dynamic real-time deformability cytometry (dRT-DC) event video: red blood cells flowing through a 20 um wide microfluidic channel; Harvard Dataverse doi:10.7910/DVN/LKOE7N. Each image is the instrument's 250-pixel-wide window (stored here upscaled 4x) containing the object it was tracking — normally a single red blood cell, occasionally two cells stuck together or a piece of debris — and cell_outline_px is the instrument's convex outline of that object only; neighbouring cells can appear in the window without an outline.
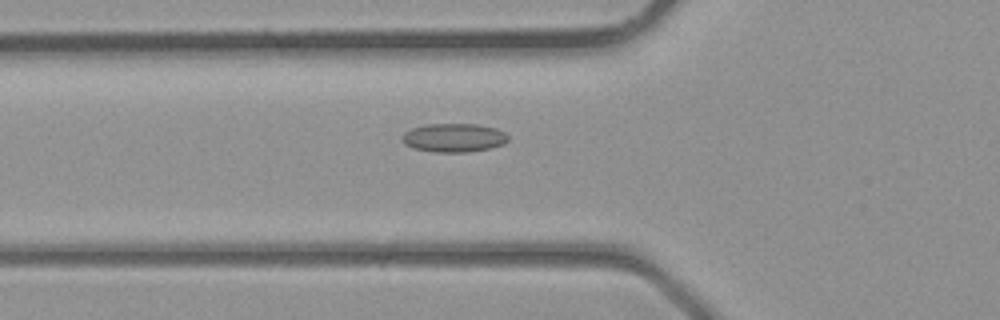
{"species": "common noctule bat (a hibernating species)", "species_latin": "Nyctalus noctula", "temperature_condition": "room temperature", "stored_images_in_passage": 36, "camera_frame_rate_fps": 3000, "um_per_image_px": 0.085, "animal": {"sex": "male", "body_mass_g": 23.1, "forearm_length_mm": 52.7}, "frame": {"image": 1, "passage_image": 12, "time_ms": 3.667, "image_size_px": [1000, 320], "cell_outline_px": [[508, 140], [504, 144], [488, 148], [464, 152], [436, 152], [412, 148], [404, 144], [404, 132], [412, 128], [428, 124], [476, 124], [496, 128], [504, 132], [508, 136]], "centroid_in_image_um": [38.59, 11.7], "position_along_channel_um": 87.2, "area_um2": 17.51}}
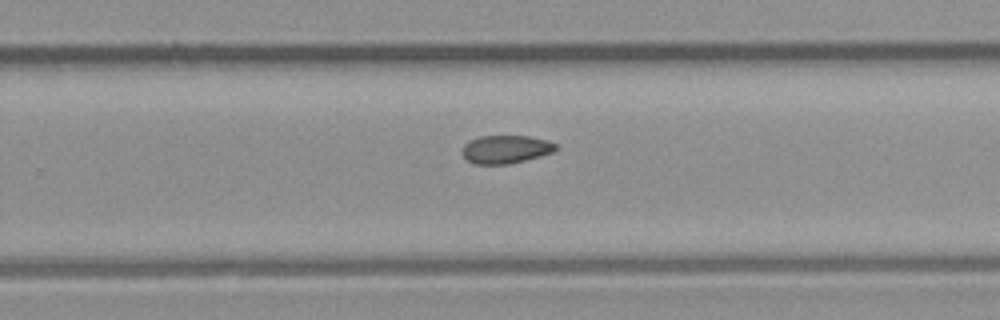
{"frame": {"image": 2, "passage_image": 23, "time_ms": 7.333, "image_size_px": [1000, 320], "cell_outline_px": [[556, 148], [552, 152], [540, 156], [508, 164], [472, 164], [464, 156], [464, 144], [480, 136], [528, 136], [548, 140], [556, 144]], "centroid_in_image_um": [43.0, 12.69], "position_along_channel_um": 286.8, "area_um2": 15.09}}
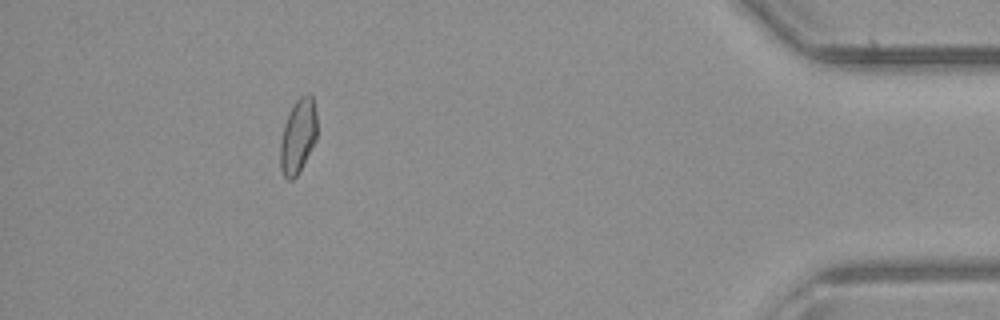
{"frame": {"image": 3, "passage_image": 33, "time_ms": 10.667, "image_size_px": [1000, 320], "cell_outline_px": [[316, 140], [296, 176], [292, 180], [288, 180], [284, 176], [280, 168], [280, 144], [284, 128], [288, 116], [296, 100], [300, 96], [308, 92], [312, 96], [316, 112]], "centroid_in_image_um": [25.33, 11.57], "position_along_channel_um": 409.9, "area_um2": 15.61}}